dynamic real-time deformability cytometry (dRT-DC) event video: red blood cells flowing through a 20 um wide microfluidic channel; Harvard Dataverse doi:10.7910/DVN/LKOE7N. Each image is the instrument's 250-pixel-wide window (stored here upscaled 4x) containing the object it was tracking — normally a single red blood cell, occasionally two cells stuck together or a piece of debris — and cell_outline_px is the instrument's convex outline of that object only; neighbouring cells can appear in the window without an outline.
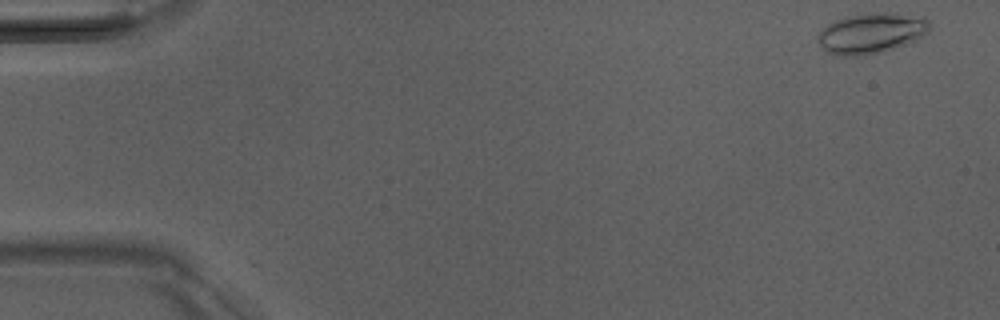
{"species": "Egyptian fruit bat (a non-hibernating species)", "species_latin": "Rousettus aegyptiacus", "temperature_condition": "room temperature", "stored_images_in_passage": 50, "camera_frame_rate_fps": 3000, "um_per_image_px": 0.085, "animal": {"sex": "male"}, "frame": {"image": 1, "passage_image": 1, "time_ms": 0.0, "image_size_px": [1000, 320], "cell_outline_px": [[932, 28], [924, 36], [916, 40], [884, 52], [864, 56], [832, 56], [820, 48], [816, 40], [816, 36], [828, 24], [844, 16], [872, 12], [892, 12], [924, 16], [928, 20]], "centroid_in_image_um": [74.06, 2.83], "position_along_channel_um": 10.9, "area_um2": 27.28}}
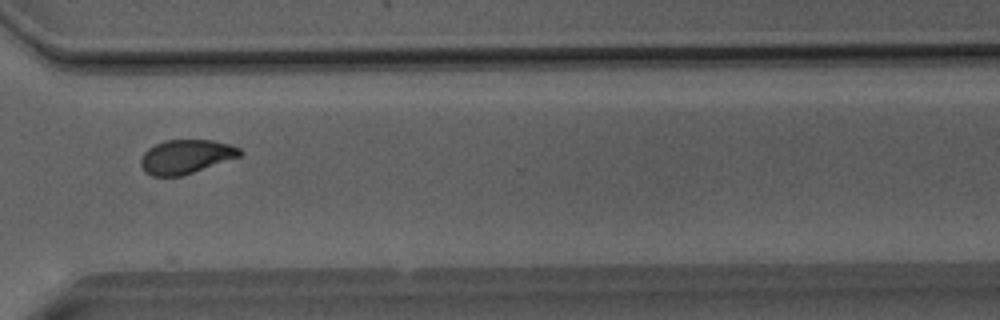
{"frame": {"image": 2, "passage_image": 37, "time_ms": 12.0, "image_size_px": [1000, 320], "cell_outline_px": [[244, 152], [240, 156], [184, 176], [152, 176], [144, 172], [140, 164], [140, 160], [144, 152], [148, 148], [164, 140], [212, 140], [232, 144], [240, 148]], "centroid_in_image_um": [15.81, 13.32], "position_along_channel_um": 354.8, "area_um2": 19.88}}
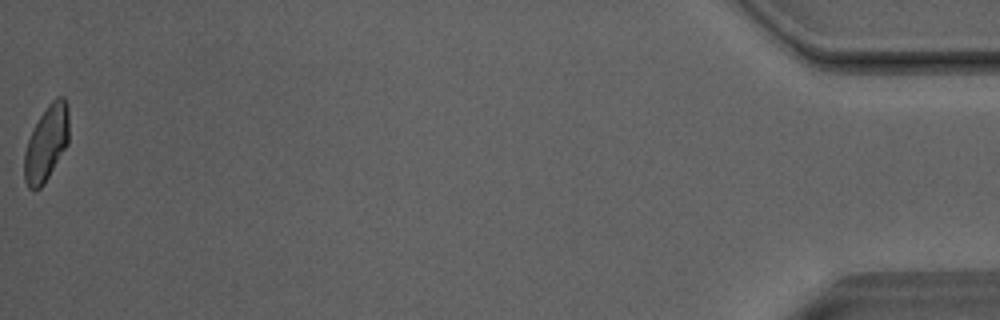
{"frame": {"image": 3, "passage_image": 50, "time_ms": 16.333, "image_size_px": [1000, 320], "cell_outline_px": [[68, 144], [44, 184], [40, 188], [28, 188], [24, 180], [24, 152], [32, 128], [48, 104], [56, 96], [64, 96], [68, 104]], "centroid_in_image_um": [3.94, 12.15], "position_along_channel_um": 431.3, "area_um2": 19.71}, "authors_computed_cell_mechanics": {"area_um2": 20.1722, "velocity_mm_per_s": 4.0413, "shape_relaxation_time_tau1_ms": 4.4324, "shape_relaxation_time_tau2_ms": 1.8224, "deformation_change_tau1": 0.1379, "deformation_change_tau2": 0.0569}}